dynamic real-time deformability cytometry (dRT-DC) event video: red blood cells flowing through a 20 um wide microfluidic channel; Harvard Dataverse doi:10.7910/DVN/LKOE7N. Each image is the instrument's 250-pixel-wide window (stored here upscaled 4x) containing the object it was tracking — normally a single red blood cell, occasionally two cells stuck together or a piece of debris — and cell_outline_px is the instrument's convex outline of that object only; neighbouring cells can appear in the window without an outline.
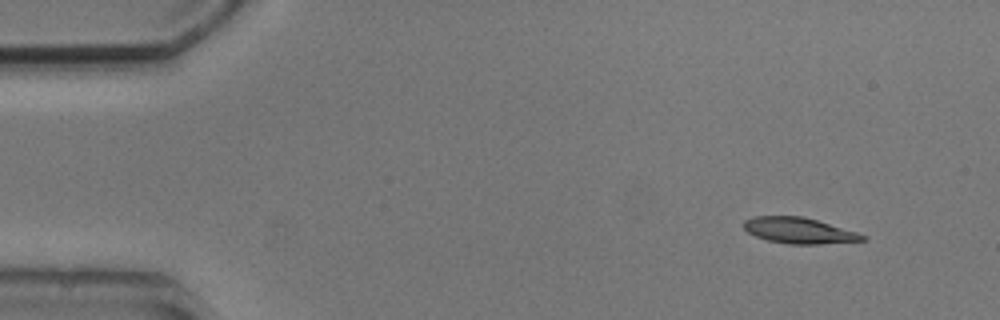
{"species": "common noctule bat (a hibernating species)", "species_latin": "Nyctalus noctula", "temperature_condition": "cold", "stored_images_in_passage": 5, "camera_frame_rate_fps": 3000, "um_per_image_px": 0.085, "animal": {"sex": "male", "body_mass_g": 20.5, "forearm_length_mm": 52.5}, "frame": {"image": 1, "passage_image": 1, "time_ms": 0.0, "image_size_px": [1000, 320], "cell_outline_px": [[868, 240], [820, 244], [788, 244], [768, 240], [756, 236], [748, 232], [744, 228], [744, 220], [756, 216], [804, 216], [856, 232], [868, 236]], "centroid_in_image_um": [67.94, 19.6], "position_along_channel_um": 17.1, "area_um2": 17.86}}
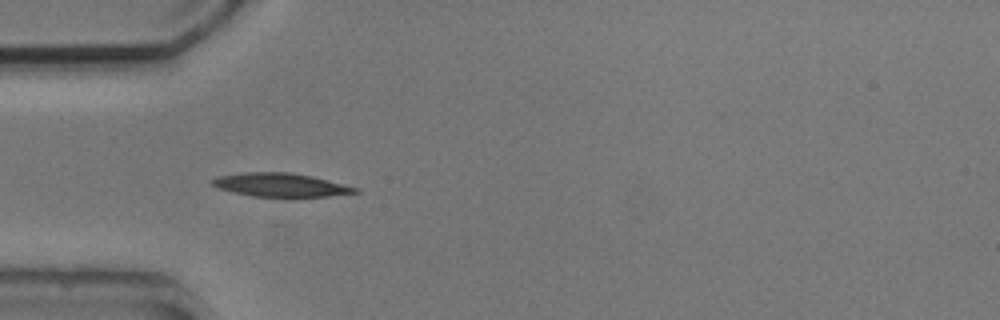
{"frame": {"image": 2, "passage_image": 4, "time_ms": 3.667, "image_size_px": [1000, 320], "cell_outline_px": [[360, 192], [328, 196], [292, 200], [284, 200], [252, 196], [232, 192], [216, 188], [212, 184], [212, 180], [216, 176], [244, 172], [288, 172], [312, 176], [360, 188]], "centroid_in_image_um": [23.87, 15.77], "position_along_channel_um": 61.1, "area_um2": 20.75}}